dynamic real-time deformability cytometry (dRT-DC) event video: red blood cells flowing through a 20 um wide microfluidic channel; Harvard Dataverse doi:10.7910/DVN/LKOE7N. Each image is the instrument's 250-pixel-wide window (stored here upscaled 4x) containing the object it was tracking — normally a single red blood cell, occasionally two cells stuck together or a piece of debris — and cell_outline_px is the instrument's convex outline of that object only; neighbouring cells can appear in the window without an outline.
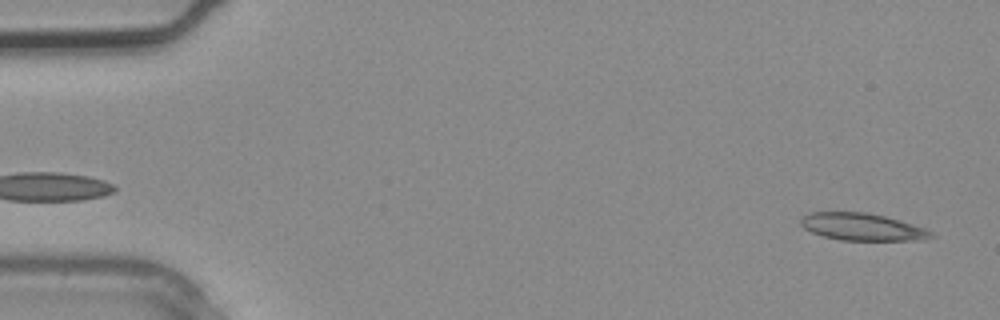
{"species": "common noctule bat (a hibernating species)", "species_latin": "Nyctalus noctula", "temperature_condition": "warm", "stored_images_in_passage": 3, "segment_of_instrument_passage": [2, 2], "camera_frame_rate_fps": 3000, "um_per_image_px": 0.085, "animal": {"sex": "male", "body_mass_g": 20.4}, "frame": {"image": 1, "passage_image": 3, "time_ms": 0.667, "image_size_px": [1000, 320], "cell_outline_px": [[936, 236], [912, 240], [840, 240], [824, 236], [812, 232], [804, 228], [800, 224], [800, 220], [808, 212], [864, 212], [884, 216], [912, 224], [924, 228], [932, 232]], "centroid_in_image_um": [73.24, 19.28], "position_along_channel_um": 11.8, "area_um2": 20.4}}